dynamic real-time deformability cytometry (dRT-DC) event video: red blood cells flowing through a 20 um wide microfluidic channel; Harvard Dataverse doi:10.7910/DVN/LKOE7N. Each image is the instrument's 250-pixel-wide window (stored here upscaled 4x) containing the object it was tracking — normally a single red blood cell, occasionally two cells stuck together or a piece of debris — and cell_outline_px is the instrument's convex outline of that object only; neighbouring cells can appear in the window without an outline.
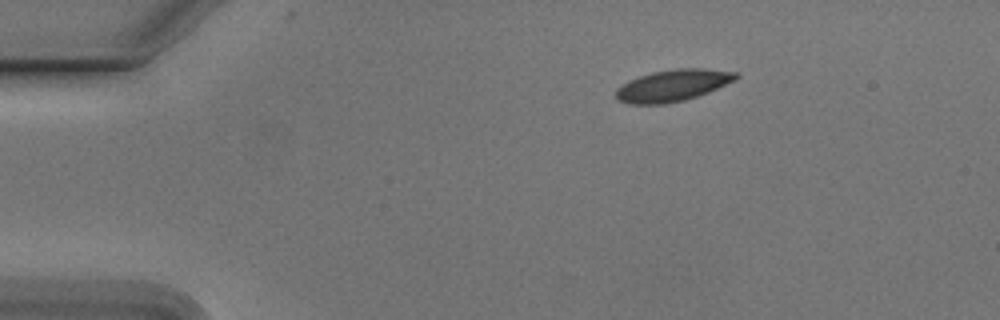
{"species": "Egyptian fruit bat (a non-hibernating species)", "species_latin": "Rousettus aegyptiacus", "temperature_condition": "cold", "stored_images_in_passage": 46, "camera_frame_rate_fps": 3000, "um_per_image_px": 0.085, "animal": {"sex": "male"}, "frame": {"image": 1, "passage_image": 1, "time_ms": 0.0, "image_size_px": [1000, 320], "cell_outline_px": [[740, 76], [736, 80], [708, 92], [684, 100], [664, 104], [628, 104], [616, 100], [616, 88], [628, 80], [652, 72], [676, 68], [704, 68], [736, 72]], "centroid_in_image_um": [57.17, 7.26], "position_along_channel_um": 27.8, "area_um2": 22.25}}
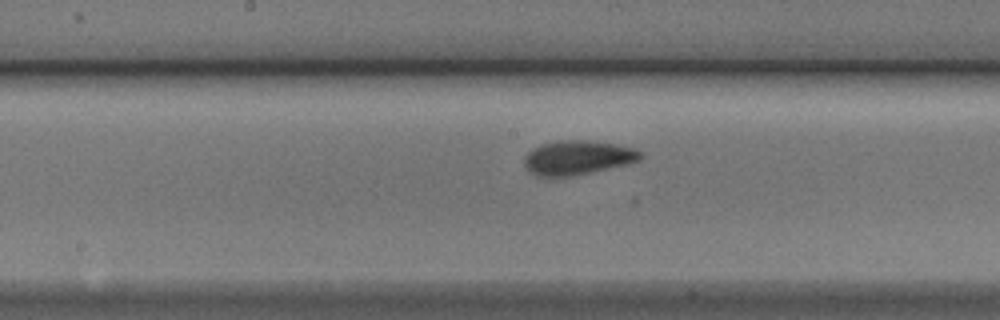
{"frame": {"image": 2, "passage_image": 20, "time_ms": 6.333, "image_size_px": [1000, 320], "cell_outline_px": [[644, 156], [640, 160], [628, 164], [592, 172], [572, 176], [536, 176], [524, 164], [524, 156], [532, 148], [540, 144], [556, 140], [588, 140], [616, 144], [636, 148], [644, 152]], "centroid_in_image_um": [49.14, 13.38], "position_along_channel_um": 199.1, "area_um2": 23.47}}
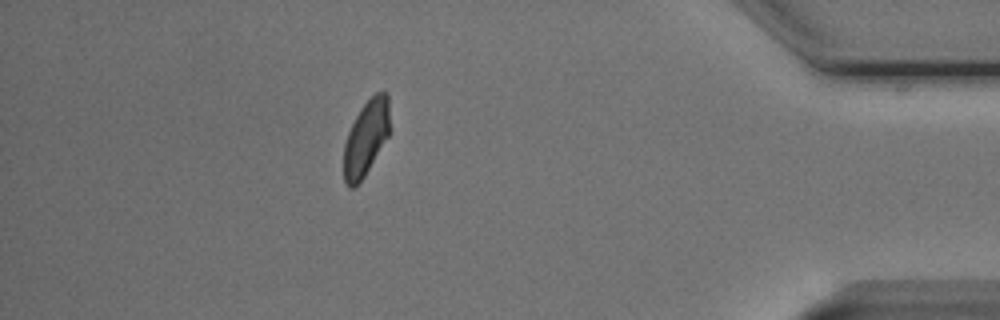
{"frame": {"image": 3, "passage_image": 40, "time_ms": 13.0, "image_size_px": [1000, 320], "cell_outline_px": [[388, 136], [364, 176], [352, 188], [348, 188], [344, 180], [344, 144], [348, 132], [360, 108], [376, 92], [388, 92]], "centroid_in_image_um": [31.09, 11.72], "position_along_channel_um": 404.1, "area_um2": 19.65}, "authors_computed_cell_mechanics": {"area_um2": 21.7617, "velocity_mm_per_s": 3.7518, "shape_relaxation_time_tau1_ms": 2.4212, "shape_relaxation_time_tau2_ms": 0.7557, "deformation_change_tau1": 0.1017, "deformation_change_tau2": 0.0482}}